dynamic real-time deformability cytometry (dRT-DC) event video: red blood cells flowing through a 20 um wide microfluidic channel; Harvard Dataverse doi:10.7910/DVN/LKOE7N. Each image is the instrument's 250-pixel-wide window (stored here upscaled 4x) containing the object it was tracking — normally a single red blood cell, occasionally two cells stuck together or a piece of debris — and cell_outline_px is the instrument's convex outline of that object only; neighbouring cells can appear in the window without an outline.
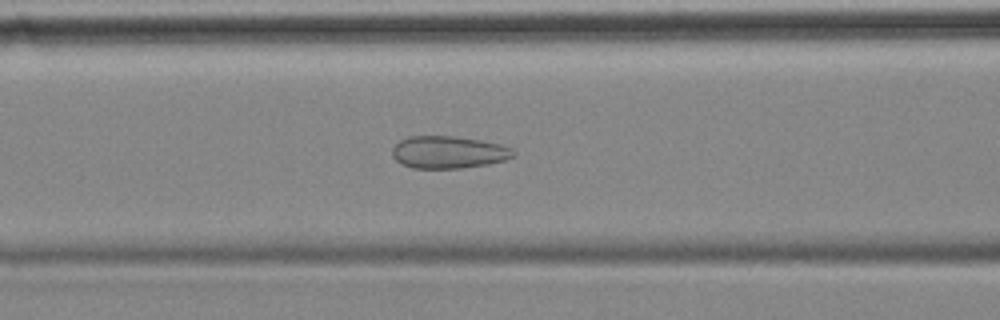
{"species": "common noctule bat (a hibernating species)", "species_latin": "Nyctalus noctula", "temperature_condition": "cold", "stored_images_in_passage": 56, "camera_frame_rate_fps": 3000, "um_per_image_px": 0.085, "animal": {"sex": "female", "body_mass_g": 18.4}, "frame": {"image": 1, "passage_image": 22, "time_ms": 7.0, "image_size_px": [1000, 320], "cell_outline_px": [[516, 156], [504, 160], [488, 164], [460, 168], [412, 168], [396, 160], [392, 156], [392, 148], [400, 140], [408, 136], [456, 136], [480, 140], [500, 144], [512, 148], [516, 152]], "centroid_in_image_um": [38.14, 12.93], "position_along_channel_um": 128.5, "area_um2": 22.89}}
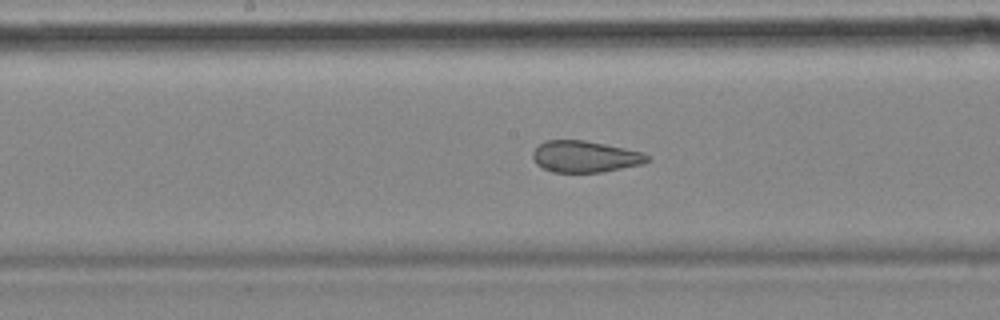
{"frame": {"image": 2, "passage_image": 28, "time_ms": 9.0, "image_size_px": [1000, 320], "cell_outline_px": [[648, 160], [644, 164], [600, 172], [552, 172], [536, 164], [532, 156], [532, 152], [544, 140], [584, 140], [644, 152], [648, 156]], "centroid_in_image_um": [49.71, 13.31], "position_along_channel_um": 198.5, "area_um2": 20.92}}
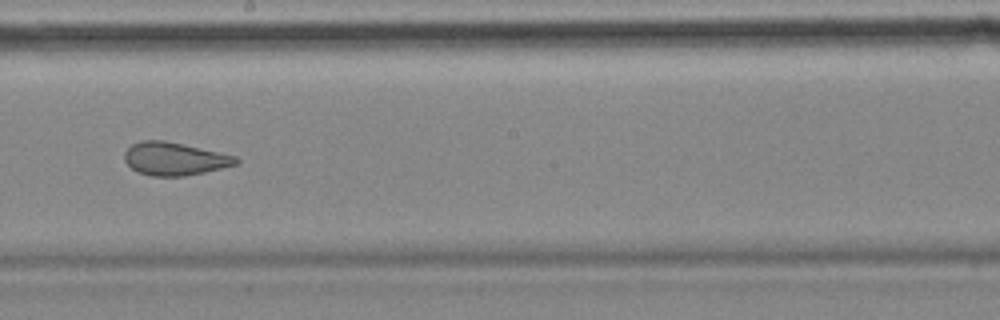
{"frame": {"image": 3, "passage_image": 31, "time_ms": 10.0, "image_size_px": [1000, 320], "cell_outline_px": [[240, 160], [236, 164], [204, 172], [184, 176], [152, 176], [140, 172], [132, 168], [124, 160], [124, 152], [132, 144], [144, 140], [164, 140], [220, 152], [236, 156]], "centroid_in_image_um": [14.83, 13.49], "position_along_channel_um": 233.4, "area_um2": 21.21}, "authors_computed_cell_mechanics": {"area_um2": 25.6343, "velocity_mm_per_s": 3.5119, "shape_relaxation_time_tau1_ms": null, "shape_relaxation_time_tau2_ms": 1.38, "deformation_change_tau1": null, "deformation_change_tau2": 0.0863}}